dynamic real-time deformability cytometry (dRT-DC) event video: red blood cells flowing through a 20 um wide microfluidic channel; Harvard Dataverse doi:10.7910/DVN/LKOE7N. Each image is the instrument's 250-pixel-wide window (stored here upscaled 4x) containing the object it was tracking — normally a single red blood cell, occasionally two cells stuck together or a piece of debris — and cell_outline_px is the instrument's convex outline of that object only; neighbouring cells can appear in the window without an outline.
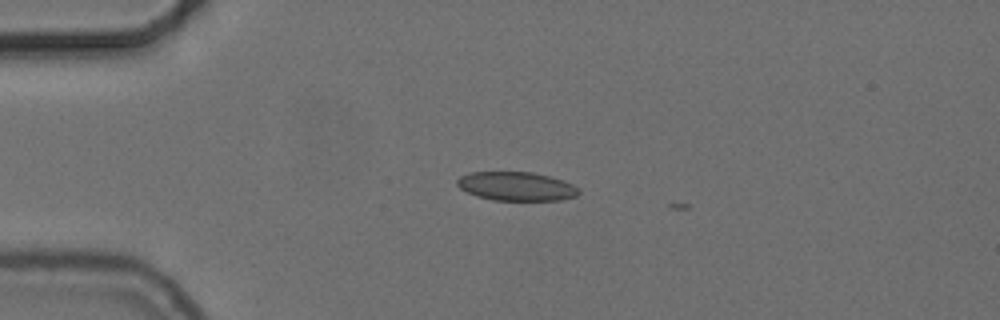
{"species": "common noctule bat (a hibernating species)", "species_latin": "Nyctalus noctula", "temperature_condition": "cold", "stored_images_in_passage": 4, "camera_frame_rate_fps": 3000, "um_per_image_px": 0.085, "animal": {"sex": "female", "body_mass_g": 24.6, "forearm_length_mm": 56.2}, "frame": {"image": 1, "passage_image": 1, "time_ms": 0.0, "image_size_px": [1000, 320], "cell_outline_px": [[580, 192], [576, 196], [560, 200], [492, 200], [476, 196], [460, 188], [456, 184], [456, 180], [460, 176], [472, 172], [532, 172], [564, 180], [572, 184]], "centroid_in_image_um": [43.87, 15.83], "position_along_channel_um": 41.1, "area_um2": 20.35}}